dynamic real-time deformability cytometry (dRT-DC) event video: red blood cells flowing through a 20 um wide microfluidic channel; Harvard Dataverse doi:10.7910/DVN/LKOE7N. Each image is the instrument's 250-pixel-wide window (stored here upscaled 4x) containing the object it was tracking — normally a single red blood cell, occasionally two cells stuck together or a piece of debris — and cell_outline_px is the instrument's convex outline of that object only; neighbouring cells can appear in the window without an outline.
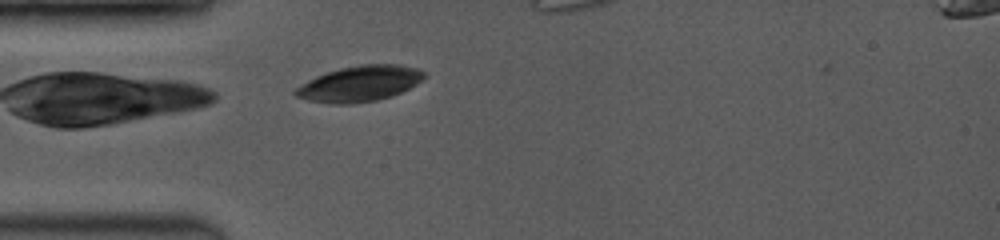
{"species": "common noctule bat (a hibernating species)", "species_latin": "Nyctalus noctula", "temperature_condition": "room temperature", "stored_images_in_passage": 31, "camera_frame_rate_fps": 3500, "um_per_image_px": 0.085, "animal": {"sex": "female", "body_mass_g": 19.0, "forearm_length_mm": 53.3}, "frame": {"image": 1, "passage_image": 1, "time_ms": 0.0, "image_size_px": [1000, 240], "cell_outline_px": [[424, 76], [416, 84], [392, 96], [376, 100], [352, 104], [332, 104], [308, 100], [296, 96], [292, 92], [296, 88], [308, 80], [316, 76], [340, 68], [360, 64], [396, 64], [416, 68], [424, 72]], "centroid_in_image_um": [30.54, 7.11], "position_along_channel_um": 54.5, "area_um2": 26.53}}
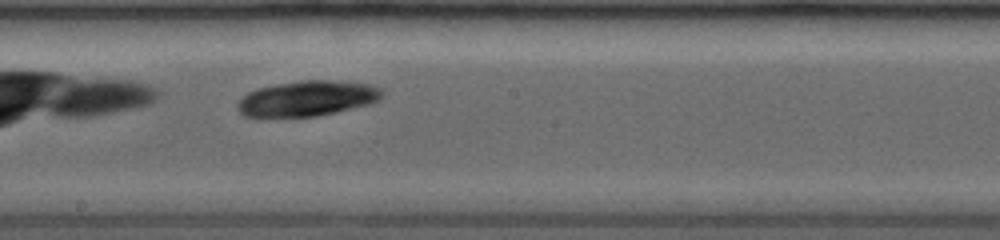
{"frame": {"image": 2, "passage_image": 17, "time_ms": 4.286, "image_size_px": [1000, 240], "cell_outline_px": [[384, 96], [380, 100], [368, 104], [336, 112], [316, 116], [256, 120], [244, 116], [236, 108], [236, 104], [240, 96], [256, 88], [276, 84], [304, 80], [328, 80], [368, 84], [380, 88]], "centroid_in_image_um": [25.98, 8.41], "position_along_channel_um": 222.2, "area_um2": 30.75}}
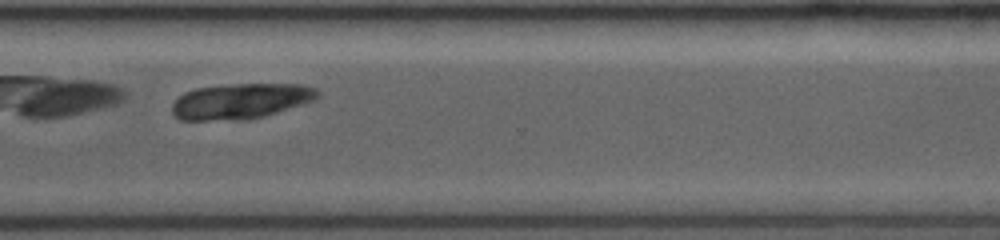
{"frame": {"image": 3, "passage_image": 28, "time_ms": 7.429, "image_size_px": [1000, 240], "cell_outline_px": [[320, 96], [316, 100], [304, 104], [264, 116], [248, 120], [180, 120], [172, 112], [172, 104], [184, 92], [196, 88], [232, 84], [304, 84], [316, 88], [320, 92]], "centroid_in_image_um": [20.5, 8.59], "position_along_channel_um": 350.1, "area_um2": 30.35}}